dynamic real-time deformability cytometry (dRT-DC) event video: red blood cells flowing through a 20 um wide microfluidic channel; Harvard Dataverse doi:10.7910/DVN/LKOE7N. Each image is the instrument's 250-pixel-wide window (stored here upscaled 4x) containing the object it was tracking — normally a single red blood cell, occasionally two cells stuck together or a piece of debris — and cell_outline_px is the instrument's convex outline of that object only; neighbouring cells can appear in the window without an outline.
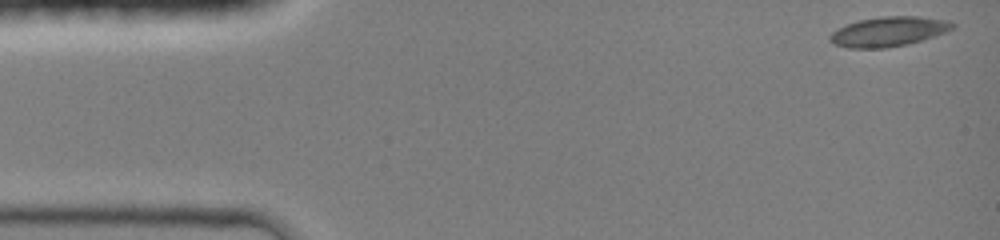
{"species": "common noctule bat (a hibernating species)", "species_latin": "Nyctalus noctula", "temperature_condition": "room temperature", "stored_images_in_passage": 41, "camera_frame_rate_fps": 3000, "um_per_image_px": 0.085, "animal": {"sex": "female", "body_mass_g": 19.0, "forearm_length_mm": 51.5}, "frame": {"image": 1, "passage_image": 1, "time_ms": 0.0, "image_size_px": [1000, 240], "cell_outline_px": [[956, 28], [908, 44], [884, 48], [848, 48], [832, 44], [828, 40], [828, 36], [832, 32], [848, 24], [860, 20], [880, 16], [920, 16], [948, 20], [956, 24]], "centroid_in_image_um": [75.52, 2.68], "position_along_channel_um": 9.5, "area_um2": 21.21}}
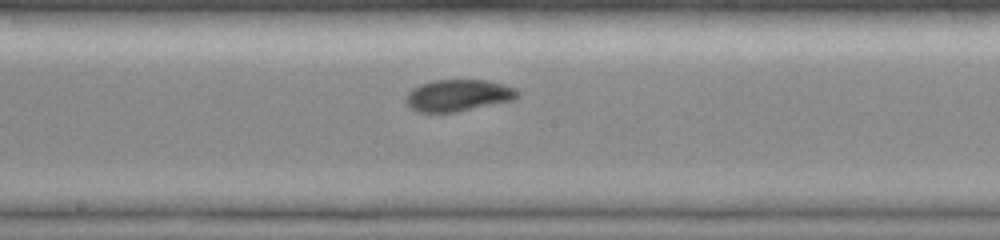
{"frame": {"image": 2, "passage_image": 23, "time_ms": 7.333, "image_size_px": [1000, 240], "cell_outline_px": [[520, 96], [516, 100], [456, 112], [416, 112], [408, 108], [404, 100], [404, 96], [412, 88], [420, 84], [436, 80], [484, 80], [500, 84], [512, 88], [520, 92]], "centroid_in_image_um": [38.9, 8.13], "position_along_channel_um": 209.3, "area_um2": 20.87}}
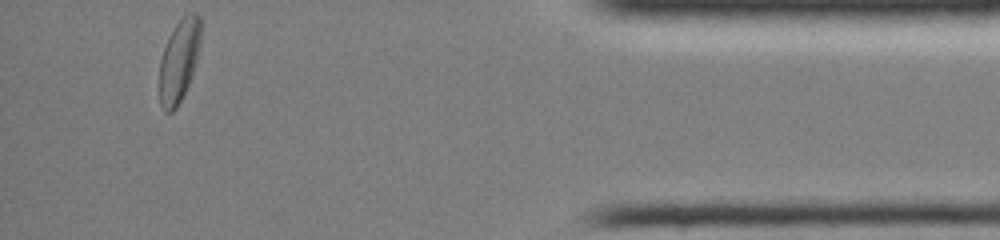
{"frame": {"image": 3, "passage_image": 41, "time_ms": 13.333, "image_size_px": [1000, 240], "cell_outline_px": [[200, 44], [196, 60], [188, 84], [176, 108], [172, 112], [164, 112], [160, 104], [160, 60], [168, 36], [176, 24], [188, 12], [196, 12], [200, 16]], "centroid_in_image_um": [15.21, 5.13], "position_along_channel_um": 420.0, "area_um2": 19.59}, "authors_computed_cell_mechanics": {"area_um2": 20.5768, "velocity_mm_per_s": 4.2411, "shape_relaxation_time_tau1_ms": 3.0627, "shape_relaxation_time_tau2_ms": 2.8295, "deformation_change_tau1": 0.1158, "deformation_change_tau2": 0.0468}}